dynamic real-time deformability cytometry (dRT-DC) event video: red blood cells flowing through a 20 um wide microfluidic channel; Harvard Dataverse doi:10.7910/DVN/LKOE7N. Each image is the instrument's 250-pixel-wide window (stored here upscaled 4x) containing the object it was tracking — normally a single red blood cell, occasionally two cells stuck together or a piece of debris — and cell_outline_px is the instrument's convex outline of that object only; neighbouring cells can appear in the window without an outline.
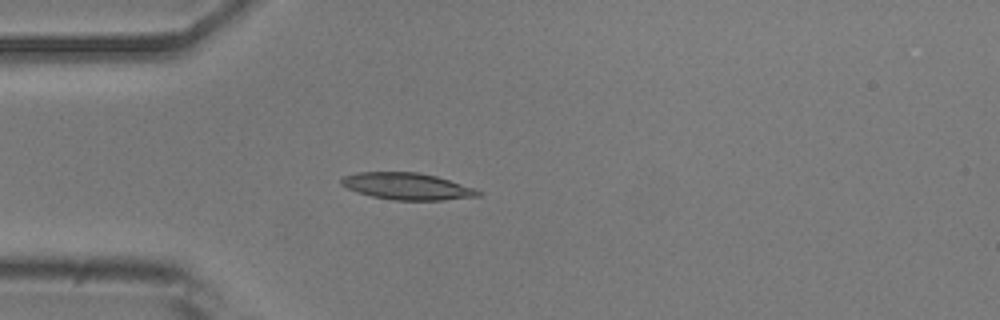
{"species": "common noctule bat (a hibernating species)", "species_latin": "Nyctalus noctula", "temperature_condition": "room temperature", "stored_images_in_passage": 4, "camera_frame_rate_fps": 3000, "um_per_image_px": 0.085, "animal": {"sex": "male", "body_mass_g": 20.5, "forearm_length_mm": 52.5}, "frame": {"image": 1, "passage_image": 4, "time_ms": 1.0, "image_size_px": [1000, 320], "cell_outline_px": [[484, 192], [480, 196], [444, 200], [392, 200], [372, 196], [356, 192], [340, 184], [340, 180], [344, 176], [356, 172], [416, 172], [436, 176], [476, 188]], "centroid_in_image_um": [34.63, 15.84], "position_along_channel_um": 50.4, "area_um2": 21.5}}